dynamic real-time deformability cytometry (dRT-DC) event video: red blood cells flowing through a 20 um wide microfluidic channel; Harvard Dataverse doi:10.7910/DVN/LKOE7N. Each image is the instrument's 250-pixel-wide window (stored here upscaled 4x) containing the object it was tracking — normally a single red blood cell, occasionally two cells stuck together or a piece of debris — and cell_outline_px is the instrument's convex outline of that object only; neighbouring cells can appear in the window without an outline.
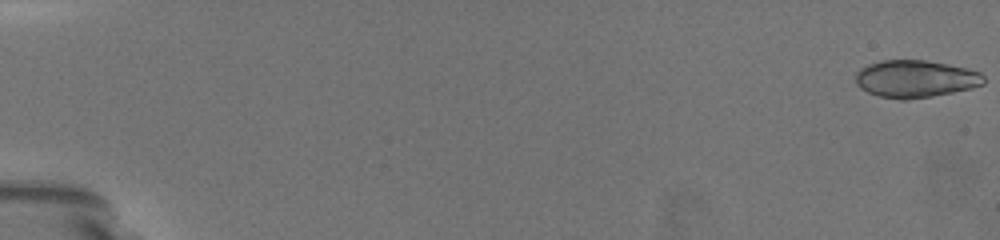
{"species": "common noctule bat (a hibernating species)", "species_latin": "Nyctalus noctula", "temperature_condition": "warm", "stored_images_in_passage": 2, "camera_frame_rate_fps": 3000, "um_per_image_px": 0.085, "animal": {"sex": "female", "body_mass_g": 19.5, "forearm_length_mm": 54.1}, "frame": {"image": 1, "passage_image": 1, "time_ms": 0.0, "image_size_px": [1000, 240], "cell_outline_px": [[984, 84], [972, 88], [932, 96], [904, 100], [900, 100], [880, 96], [868, 92], [860, 88], [856, 84], [856, 72], [860, 68], [868, 64], [880, 60], [924, 60], [948, 64], [980, 72], [984, 76]], "centroid_in_image_um": [77.79, 6.7], "position_along_channel_um": 7.2, "area_um2": 27.86}}